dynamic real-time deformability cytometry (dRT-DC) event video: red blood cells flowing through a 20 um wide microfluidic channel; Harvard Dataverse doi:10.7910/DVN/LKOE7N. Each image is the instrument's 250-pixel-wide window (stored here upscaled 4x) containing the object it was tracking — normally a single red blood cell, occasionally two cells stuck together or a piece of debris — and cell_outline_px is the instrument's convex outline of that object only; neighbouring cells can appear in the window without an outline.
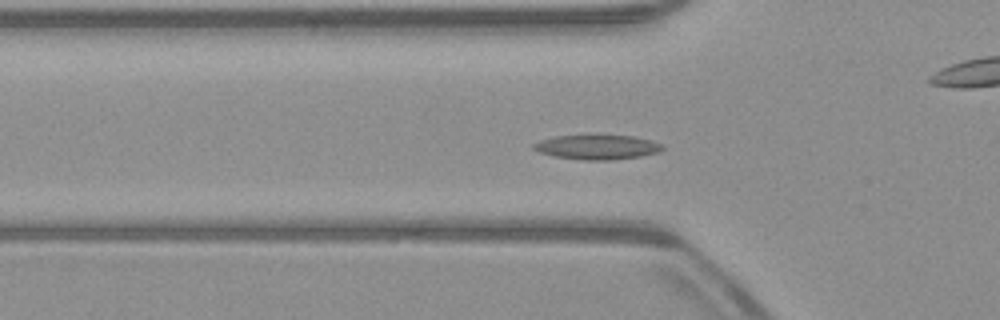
{"species": "common noctule bat (a hibernating species)", "species_latin": "Nyctalus noctula", "temperature_condition": "warm", "stored_images_in_passage": 54, "camera_frame_rate_fps": 3000, "um_per_image_px": 0.085, "animal": {"sex": "male", "body_mass_g": 23.1, "forearm_length_mm": 52.7}, "frame": {"image": 1, "passage_image": 18, "time_ms": 5.667, "image_size_px": [1000, 320], "cell_outline_px": [[664, 148], [660, 152], [640, 156], [612, 160], [584, 160], [556, 156], [540, 152], [532, 148], [532, 144], [540, 140], [556, 136], [592, 132], [600, 132], [636, 136], [652, 140], [664, 144]], "centroid_in_image_um": [50.81, 12.44], "position_along_channel_um": 75.0, "area_um2": 19.59}}
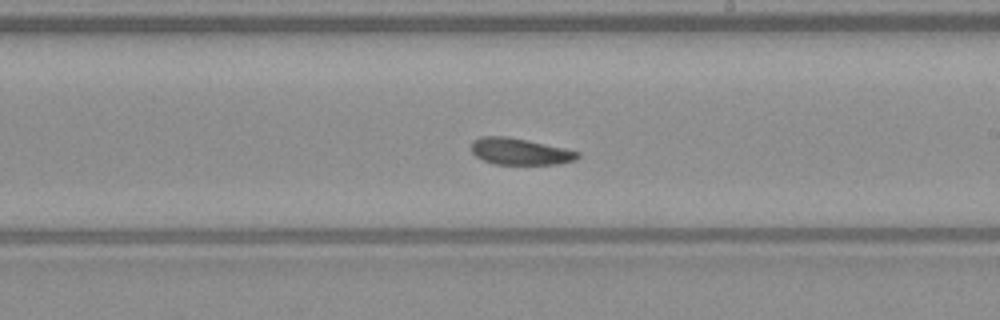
{"frame": {"image": 2, "passage_image": 31, "time_ms": 10.0, "image_size_px": [1000, 320], "cell_outline_px": [[580, 156], [576, 160], [556, 164], [496, 164], [484, 160], [476, 156], [472, 152], [472, 140], [480, 136], [508, 136], [528, 140], [564, 148], [580, 152]], "centroid_in_image_um": [44.2, 12.87], "position_along_channel_um": 244.8, "area_um2": 16.47}}
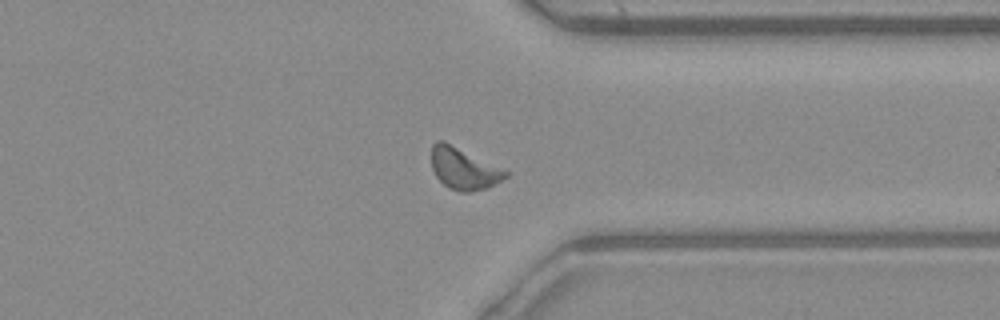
{"frame": {"image": 3, "passage_image": 41, "time_ms": 13.333, "image_size_px": [1000, 320], "cell_outline_px": [[508, 176], [488, 188], [472, 192], [460, 192], [448, 188], [436, 176], [432, 168], [432, 144], [436, 140], [444, 140], [508, 172]], "centroid_in_image_um": [39.39, 14.34], "position_along_channel_um": 372.0, "area_um2": 17.8}}